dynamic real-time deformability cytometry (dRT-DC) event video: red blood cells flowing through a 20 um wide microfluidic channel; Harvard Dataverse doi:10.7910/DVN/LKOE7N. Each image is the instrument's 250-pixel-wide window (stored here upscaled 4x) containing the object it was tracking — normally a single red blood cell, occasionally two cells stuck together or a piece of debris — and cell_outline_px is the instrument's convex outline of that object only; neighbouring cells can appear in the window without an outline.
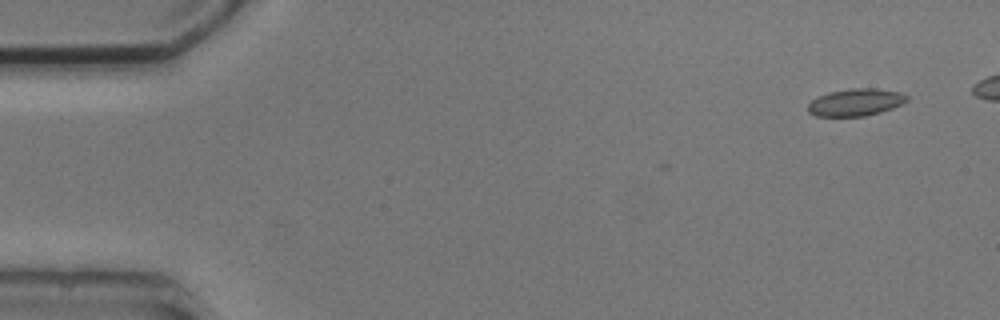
{"species": "common noctule bat (a hibernating species)", "species_latin": "Nyctalus noctula", "temperature_condition": "cold", "stored_images_in_passage": 2, "camera_frame_rate_fps": 3000, "um_per_image_px": 0.085, "animal": {"sex": "male", "body_mass_g": 20.5, "forearm_length_mm": 52.5}, "frame": {"image": 1, "passage_image": 2, "time_ms": 1.333, "image_size_px": [1000, 320], "cell_outline_px": [[908, 100], [892, 108], [880, 112], [864, 116], [816, 116], [808, 112], [808, 104], [816, 96], [828, 92], [852, 88], [872, 88], [900, 92], [908, 96]], "centroid_in_image_um": [72.7, 8.69], "position_along_channel_um": 12.3, "area_um2": 15.66}}